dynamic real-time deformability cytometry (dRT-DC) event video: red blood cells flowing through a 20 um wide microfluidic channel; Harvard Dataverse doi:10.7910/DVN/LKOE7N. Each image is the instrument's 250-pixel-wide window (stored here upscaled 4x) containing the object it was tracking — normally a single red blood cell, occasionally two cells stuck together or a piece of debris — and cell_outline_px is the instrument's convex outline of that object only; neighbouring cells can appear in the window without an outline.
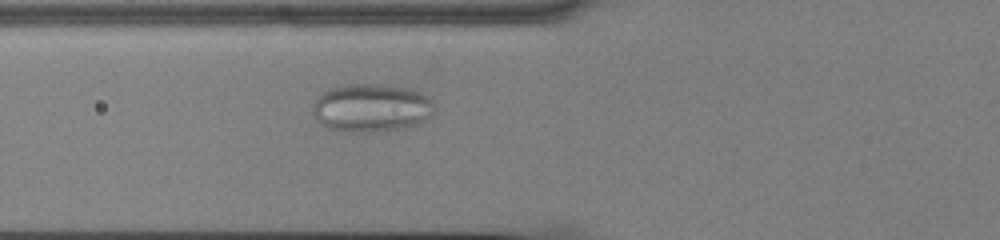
{"species": "common noctule bat (a hibernating species)", "species_latin": "Nyctalus noctula", "temperature_condition": "cold", "stored_images_in_passage": 49, "camera_frame_rate_fps": 3000, "um_per_image_px": 0.085, "animal": {"sex": "male", "body_mass_g": 13.0, "forearm_length_mm": 53.1}, "frame": {"image": 1, "passage_image": 14, "time_ms": 4.333, "image_size_px": [1000, 240], "cell_outline_px": [[436, 108], [432, 116], [420, 124], [404, 128], [368, 132], [352, 132], [328, 128], [320, 124], [316, 120], [312, 112], [312, 104], [328, 88], [344, 84], [376, 84], [408, 88], [432, 96]], "centroid_in_image_um": [31.61, 9.16], "position_along_channel_um": 94.2, "area_um2": 34.74}}
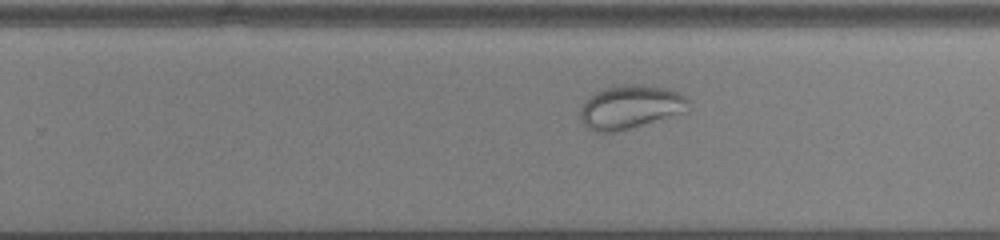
{"frame": {"image": 2, "passage_image": 29, "time_ms": 9.333, "image_size_px": [1000, 240], "cell_outline_px": [[688, 112], [632, 128], [612, 132], [596, 132], [588, 128], [580, 120], [580, 108], [584, 100], [588, 96], [604, 88], [620, 84], [640, 84], [664, 88], [676, 92], [684, 96], [688, 100]], "centroid_in_image_um": [53.56, 9.1], "position_along_channel_um": 276.2, "area_um2": 27.74}}
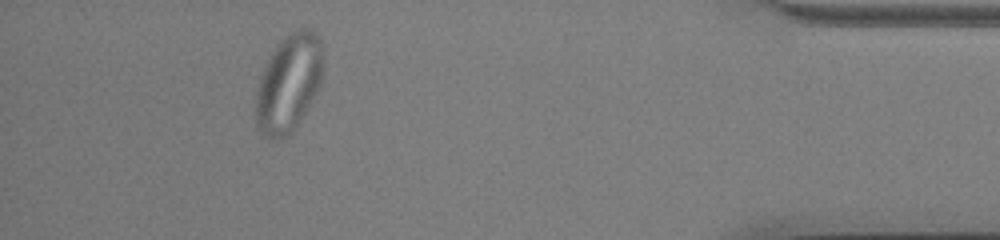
{"frame": {"image": 3, "passage_image": 44, "time_ms": 14.333, "image_size_px": [1000, 240], "cell_outline_px": [[324, 64], [320, 84], [316, 92], [292, 132], [284, 140], [272, 140], [264, 136], [260, 132], [256, 124], [256, 88], [260, 76], [276, 44], [284, 36], [300, 28], [312, 28], [320, 40], [324, 48]], "centroid_in_image_um": [24.55, 7.06], "position_along_channel_um": 410.7, "area_um2": 38.67}}